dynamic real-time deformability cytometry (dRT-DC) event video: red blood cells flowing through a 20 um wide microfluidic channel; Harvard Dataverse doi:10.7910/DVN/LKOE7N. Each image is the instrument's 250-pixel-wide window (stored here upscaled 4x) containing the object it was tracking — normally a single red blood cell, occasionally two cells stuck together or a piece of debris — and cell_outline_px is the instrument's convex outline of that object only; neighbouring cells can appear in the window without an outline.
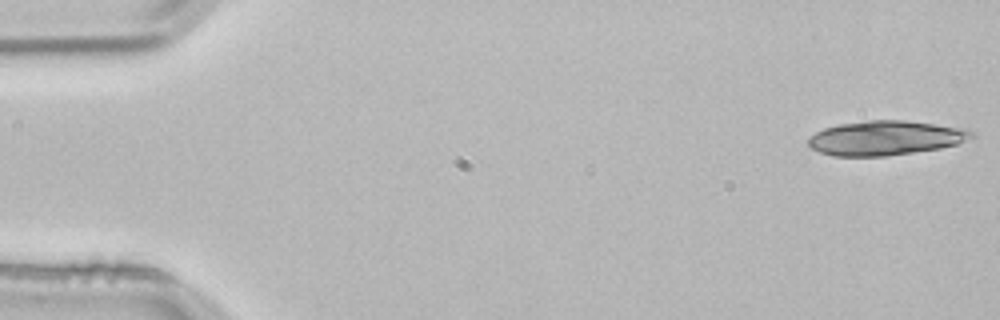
{"species": "common noctule bat (a hibernating species)", "species_latin": "Nyctalus noctula", "temperature_condition": "room temperature", "stored_images_in_passage": 3, "camera_frame_rate_fps": 3000, "um_per_image_px": 0.085, "animal": {"sex": "male", "body_mass_g": 21.5, "forearm_length_mm": 52.0}, "frame": {"image": 1, "passage_image": 1, "time_ms": 0.0, "image_size_px": [1000, 320], "cell_outline_px": [[976, 136], [956, 144], [940, 148], [888, 156], [832, 156], [820, 152], [812, 148], [808, 144], [808, 136], [824, 128], [840, 124], [868, 120], [904, 120], [968, 128]], "centroid_in_image_um": [75.27, 11.72], "position_along_channel_um": 9.7, "area_um2": 32.89}}